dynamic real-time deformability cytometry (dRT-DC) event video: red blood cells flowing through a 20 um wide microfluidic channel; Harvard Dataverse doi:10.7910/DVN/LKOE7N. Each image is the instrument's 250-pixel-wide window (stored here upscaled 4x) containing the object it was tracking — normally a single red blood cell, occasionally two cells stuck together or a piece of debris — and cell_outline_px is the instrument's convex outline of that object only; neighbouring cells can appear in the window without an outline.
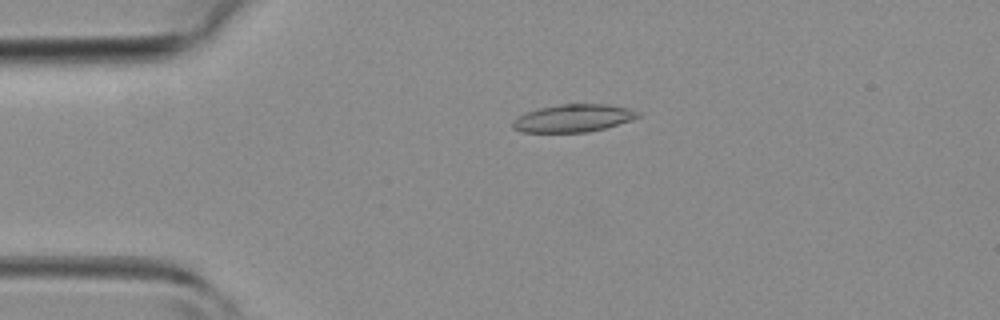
{"species": "common noctule bat (a hibernating species)", "species_latin": "Nyctalus noctula", "temperature_condition": "room temperature", "stored_images_in_passage": 29, "camera_frame_rate_fps": 3000, "um_per_image_px": 0.085, "animal": {"sex": "female", "body_mass_g": 19.3, "forearm_length_mm": 54.1}, "frame": {"image": 1, "passage_image": 3, "time_ms": 0.667, "image_size_px": [1000, 320], "cell_outline_px": [[640, 116], [632, 120], [604, 128], [588, 132], [520, 132], [512, 128], [512, 120], [528, 112], [540, 108], [560, 104], [604, 104], [628, 108], [640, 112]], "centroid_in_image_um": [48.73, 10.05], "position_along_channel_um": 36.3, "area_um2": 20.06}}
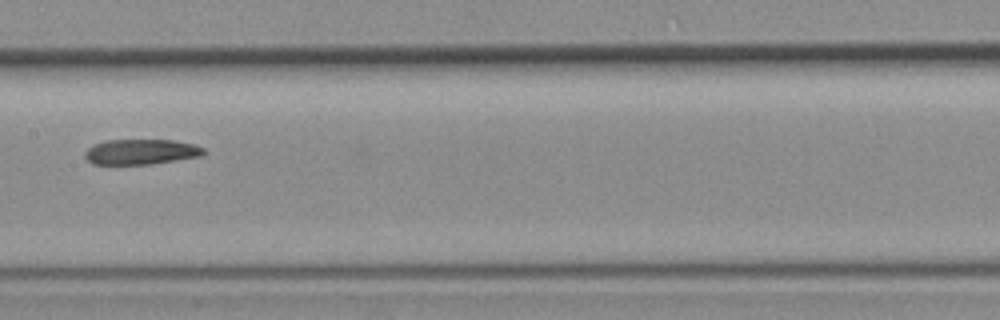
{"frame": {"image": 2, "passage_image": 15, "time_ms": 4.667, "image_size_px": [1000, 320], "cell_outline_px": [[204, 152], [200, 156], [148, 164], [92, 164], [84, 156], [84, 152], [92, 144], [104, 140], [172, 140], [196, 144], [204, 148]], "centroid_in_image_um": [11.94, 12.89], "position_along_channel_um": 195.5, "area_um2": 17.46}}
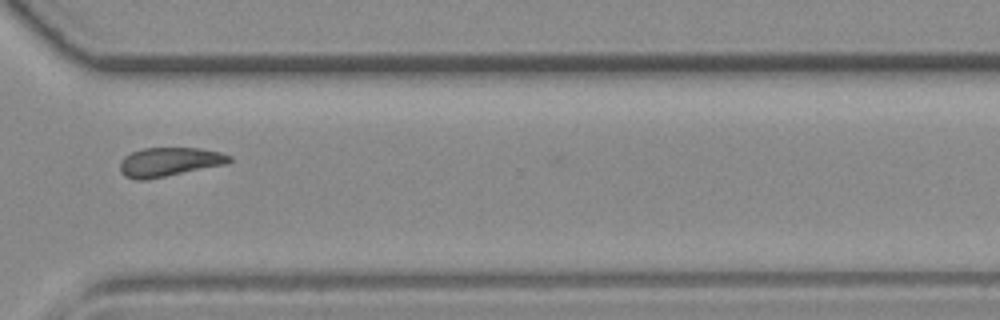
{"frame": {"image": 3, "passage_image": 25, "time_ms": 8.0, "image_size_px": [1000, 320], "cell_outline_px": [[232, 160], [228, 164], [144, 180], [136, 180], [124, 176], [120, 172], [120, 160], [124, 156], [132, 152], [144, 148], [200, 148], [220, 152], [232, 156]], "centroid_in_image_um": [14.39, 13.76], "position_along_channel_um": 356.2, "area_um2": 18.55}}